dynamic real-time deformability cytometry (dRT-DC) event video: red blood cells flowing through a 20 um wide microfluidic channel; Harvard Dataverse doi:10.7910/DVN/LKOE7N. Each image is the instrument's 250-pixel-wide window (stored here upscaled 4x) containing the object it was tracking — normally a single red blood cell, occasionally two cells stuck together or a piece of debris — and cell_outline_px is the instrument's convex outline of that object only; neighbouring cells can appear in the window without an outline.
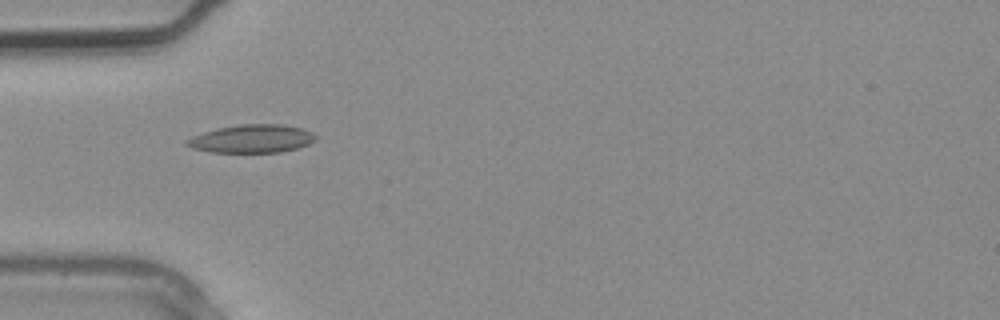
{"species": "common noctule bat (a hibernating species)", "species_latin": "Nyctalus noctula", "temperature_condition": "warm", "stored_images_in_passage": 1, "camera_frame_rate_fps": 3000, "um_per_image_px": 0.085, "animal": {"sex": "male", "body_mass_g": 20.4}, "frame": {"image": 1, "passage_image": 1, "time_ms": 0.0, "image_size_px": [1000, 320], "cell_outline_px": [[316, 140], [308, 144], [296, 148], [280, 152], [212, 152], [192, 148], [184, 144], [184, 140], [192, 136], [216, 128], [240, 124], [284, 124], [304, 128], [312, 132], [316, 136]], "centroid_in_image_um": [21.4, 11.78], "position_along_channel_um": 63.6, "area_um2": 21.27}}